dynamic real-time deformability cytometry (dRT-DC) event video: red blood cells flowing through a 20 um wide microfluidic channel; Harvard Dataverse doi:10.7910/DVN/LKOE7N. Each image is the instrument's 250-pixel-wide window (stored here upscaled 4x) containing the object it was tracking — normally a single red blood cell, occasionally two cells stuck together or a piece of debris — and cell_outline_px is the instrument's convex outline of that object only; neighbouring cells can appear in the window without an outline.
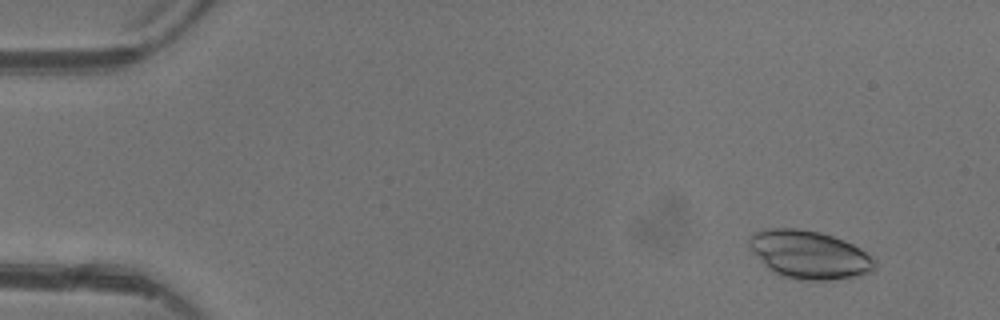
{"species": "common noctule bat (a hibernating species)", "species_latin": "Nyctalus noctula", "temperature_condition": "warm", "stored_images_in_passage": 7, "camera_frame_rate_fps": 3000, "um_per_image_px": 0.085, "animal": {"sex": "female"}, "frame": {"image": 1, "passage_image": 2, "time_ms": 1.0, "image_size_px": [1000, 320], "cell_outline_px": [[876, 268], [872, 272], [864, 276], [836, 280], [792, 280], [780, 276], [772, 272], [752, 252], [748, 244], [748, 240], [756, 232], [764, 228], [800, 228], [820, 232], [844, 240], [860, 248], [872, 256], [876, 260]], "centroid_in_image_um": [68.82, 21.67], "position_along_channel_um": 16.2, "area_um2": 35.95}}